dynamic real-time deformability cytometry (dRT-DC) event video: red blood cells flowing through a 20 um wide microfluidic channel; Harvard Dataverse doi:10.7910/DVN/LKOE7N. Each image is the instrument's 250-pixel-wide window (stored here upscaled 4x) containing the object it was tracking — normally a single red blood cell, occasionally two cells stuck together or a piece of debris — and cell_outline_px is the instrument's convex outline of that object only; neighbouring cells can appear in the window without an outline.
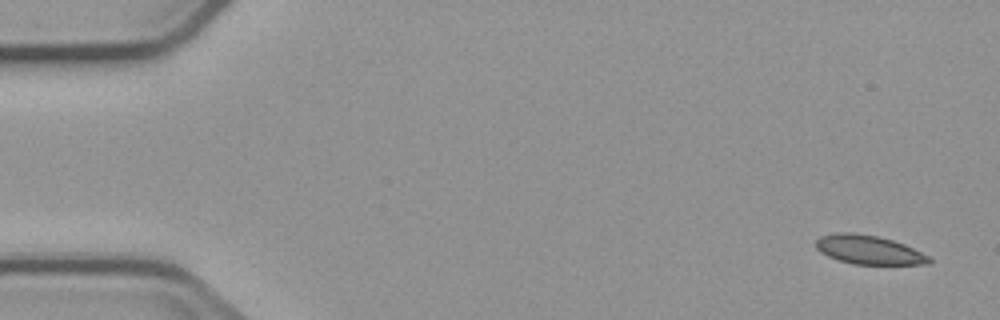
{"species": "common noctule bat (a hibernating species)", "species_latin": "Nyctalus noctula", "temperature_condition": "cold", "stored_images_in_passage": 4, "camera_frame_rate_fps": 3000, "um_per_image_px": 0.085, "animal": {"sex": "male", "body_mass_g": 23.1, "forearm_length_mm": 52.7}, "frame": {"image": 1, "passage_image": 1, "time_ms": 0.0, "image_size_px": [1000, 320], "cell_outline_px": [[932, 264], [852, 264], [828, 256], [820, 252], [816, 248], [816, 240], [820, 236], [836, 232], [852, 232], [876, 236], [892, 240], [904, 244], [928, 256], [932, 260]], "centroid_in_image_um": [73.82, 21.23], "position_along_channel_um": 11.2, "area_um2": 18.96}}